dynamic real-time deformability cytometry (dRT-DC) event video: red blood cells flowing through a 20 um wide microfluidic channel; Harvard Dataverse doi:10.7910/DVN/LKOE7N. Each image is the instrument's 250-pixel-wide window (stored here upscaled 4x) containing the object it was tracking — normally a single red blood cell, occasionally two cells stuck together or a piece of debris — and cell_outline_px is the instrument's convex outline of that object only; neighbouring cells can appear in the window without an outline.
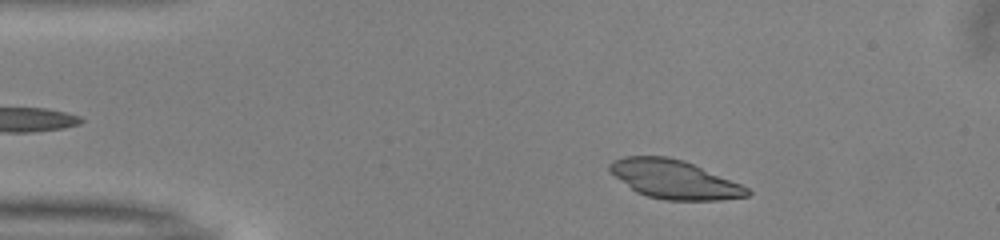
{"species": "common noctule bat (a hibernating species)", "species_latin": "Nyctalus noctula", "temperature_condition": "warm", "stored_images_in_passage": 40, "camera_frame_rate_fps": 3000, "um_per_image_px": 0.085, "animal": {"sex": "male", "body_mass_g": 13.0, "forearm_length_mm": 53.1}, "frame": {"image": 1, "passage_image": 5, "time_ms": 1.333, "image_size_px": [1000, 240], "cell_outline_px": [[752, 192], [748, 196], [720, 200], [664, 200], [648, 196], [636, 192], [616, 176], [608, 168], [608, 164], [612, 160], [624, 156], [668, 156], [684, 160], [740, 184], [748, 188]], "centroid_in_image_um": [57.3, 15.24], "position_along_channel_um": 27.7, "area_um2": 30.75}}